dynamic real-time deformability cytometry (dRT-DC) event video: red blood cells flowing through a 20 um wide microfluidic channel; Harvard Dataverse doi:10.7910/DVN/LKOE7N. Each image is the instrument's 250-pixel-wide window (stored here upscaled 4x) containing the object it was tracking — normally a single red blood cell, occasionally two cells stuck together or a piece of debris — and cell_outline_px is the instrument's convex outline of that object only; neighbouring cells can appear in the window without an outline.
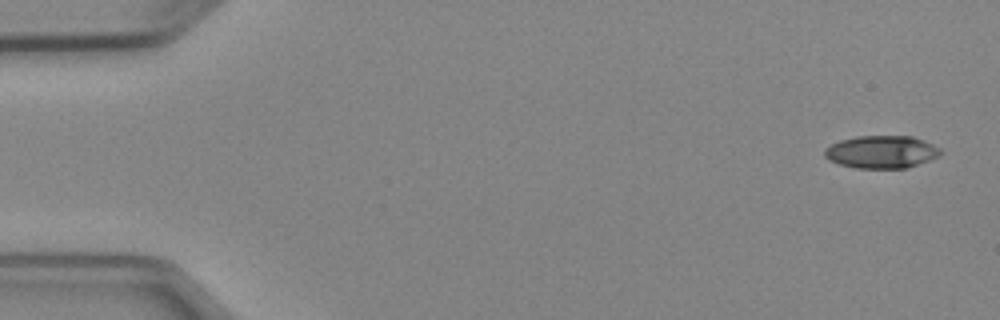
{"species": "Egyptian fruit bat (a non-hibernating species)", "species_latin": "Rousettus aegyptiacus", "temperature_condition": "cold", "stored_images_in_passage": 8, "camera_frame_rate_fps": 3000, "um_per_image_px": 0.085, "animal": {"sex": "female"}, "frame": {"image": 1, "passage_image": 1, "time_ms": 0.0, "image_size_px": [1000, 320], "cell_outline_px": [[944, 152], [940, 156], [908, 168], [856, 168], [840, 164], [828, 160], [824, 156], [824, 148], [840, 140], [856, 136], [912, 136], [924, 140], [940, 148]], "centroid_in_image_um": [74.94, 12.91], "position_along_channel_um": 10.1, "area_um2": 22.25}}
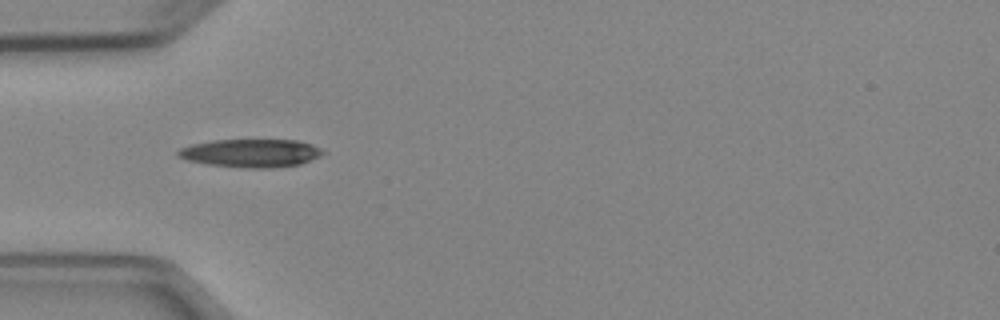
{"frame": {"image": 2, "passage_image": 5, "time_ms": 4.667, "image_size_px": [1000, 320], "cell_outline_px": [[324, 152], [320, 156], [300, 164], [272, 168], [244, 168], [208, 164], [188, 160], [176, 156], [176, 152], [180, 148], [192, 144], [212, 140], [296, 140], [312, 144], [320, 148]], "centroid_in_image_um": [21.31, 13.01], "position_along_channel_um": 63.7, "area_um2": 23.76}}